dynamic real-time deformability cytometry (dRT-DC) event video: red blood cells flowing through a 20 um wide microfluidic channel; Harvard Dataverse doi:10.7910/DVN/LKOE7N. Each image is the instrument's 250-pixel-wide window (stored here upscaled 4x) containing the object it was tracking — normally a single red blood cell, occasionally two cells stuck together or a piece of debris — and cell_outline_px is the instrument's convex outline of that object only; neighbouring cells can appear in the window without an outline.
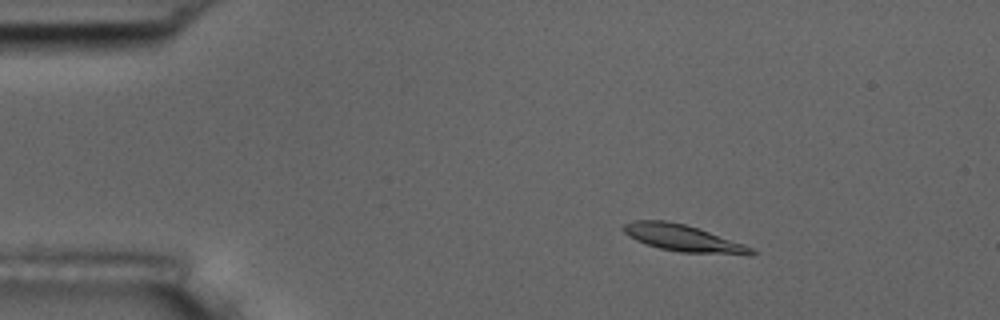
{"species": "common noctule bat (a hibernating species)", "species_latin": "Nyctalus noctula", "temperature_condition": "room temperature", "stored_images_in_passage": 5, "camera_frame_rate_fps": 3000, "um_per_image_px": 0.085, "animal": {"sex": "male", "body_mass_g": 17.5, "forearm_length_mm": 52.3}, "frame": {"image": 1, "passage_image": 3, "time_ms": 2.0, "image_size_px": [1000, 320], "cell_outline_px": [[756, 252], [752, 256], [680, 252], [660, 248], [636, 240], [624, 232], [620, 228], [624, 224], [632, 220], [664, 220], [684, 224], [744, 244], [752, 248]], "centroid_in_image_um": [58.08, 20.25], "position_along_channel_um": 26.9, "area_um2": 19.83}}